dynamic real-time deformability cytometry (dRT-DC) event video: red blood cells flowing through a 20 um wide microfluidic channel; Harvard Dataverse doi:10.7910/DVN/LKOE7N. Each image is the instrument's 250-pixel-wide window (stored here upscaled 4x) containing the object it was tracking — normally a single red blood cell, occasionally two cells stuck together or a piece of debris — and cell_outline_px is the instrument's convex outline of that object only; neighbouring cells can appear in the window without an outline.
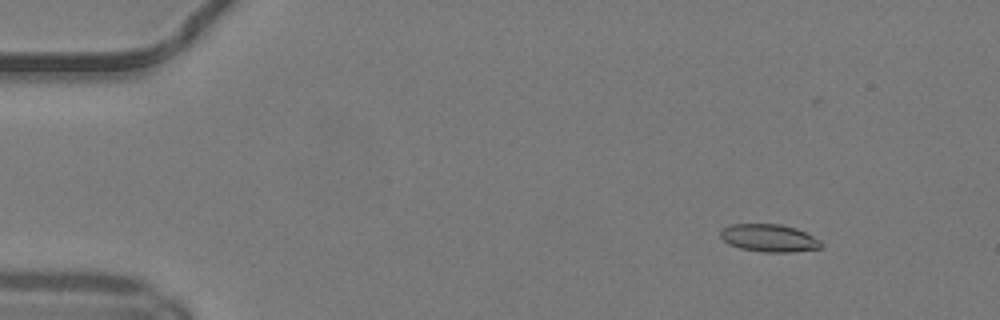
{"species": "common noctule bat (a hibernating species)", "species_latin": "Nyctalus noctula", "temperature_condition": "warm", "stored_images_in_passage": 50, "camera_frame_rate_fps": 3000, "um_per_image_px": 0.085, "animal": {"sex": "male", "body_mass_g": 19.2, "forearm_length_mm": 51.8}, "frame": {"image": 1, "passage_image": 6, "time_ms": 1.667, "image_size_px": [1000, 320], "cell_outline_px": [[824, 244], [820, 248], [792, 252], [764, 252], [740, 248], [728, 244], [720, 236], [720, 232], [728, 224], [780, 224], [796, 228], [820, 240]], "centroid_in_image_um": [65.37, 20.23], "position_along_channel_um": 19.6, "area_um2": 16.18}}
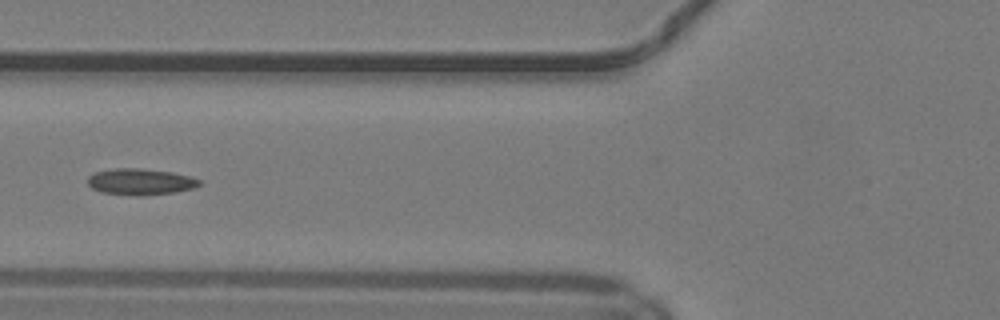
{"frame": {"image": 2, "passage_image": 20, "time_ms": 6.333, "image_size_px": [1000, 320], "cell_outline_px": [[200, 184], [196, 188], [176, 192], [140, 196], [136, 196], [100, 192], [92, 188], [88, 184], [88, 176], [96, 172], [116, 168], [140, 168], [172, 172], [192, 176], [200, 180]], "centroid_in_image_um": [11.96, 15.45], "position_along_channel_um": 113.8, "area_um2": 17.28}}
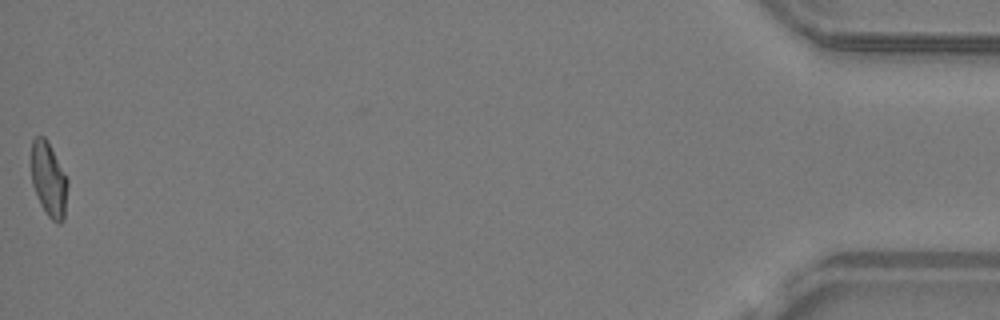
{"frame": {"image": 3, "passage_image": 50, "time_ms": 16.333, "image_size_px": [1000, 320], "cell_outline_px": [[68, 184], [64, 220], [60, 224], [56, 224], [48, 216], [40, 204], [36, 196], [32, 184], [32, 140], [36, 136], [44, 136], [68, 180]], "centroid_in_image_um": [4.15, 15.33], "position_along_channel_um": 431.1, "area_um2": 15.61}, "authors_computed_cell_mechanics": {"area_um2": 16.3574, "velocity_mm_per_s": 4.1762, "shape_relaxation_time_tau1_ms": null, "shape_relaxation_time_tau2_ms": 2.7175, "deformation_change_tau1": null, "deformation_change_tau2": 0.0911}}